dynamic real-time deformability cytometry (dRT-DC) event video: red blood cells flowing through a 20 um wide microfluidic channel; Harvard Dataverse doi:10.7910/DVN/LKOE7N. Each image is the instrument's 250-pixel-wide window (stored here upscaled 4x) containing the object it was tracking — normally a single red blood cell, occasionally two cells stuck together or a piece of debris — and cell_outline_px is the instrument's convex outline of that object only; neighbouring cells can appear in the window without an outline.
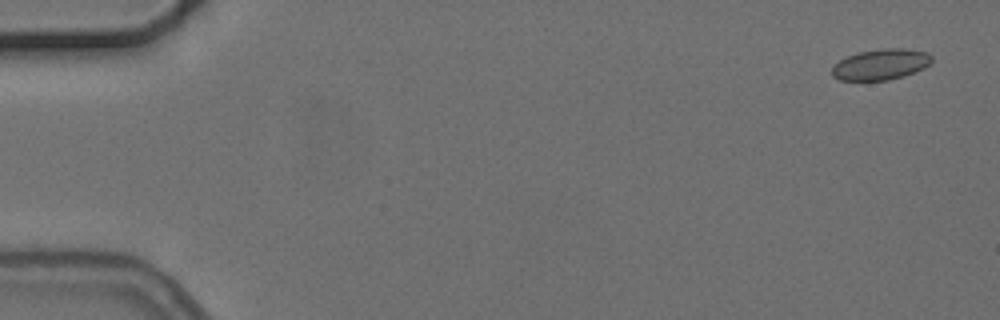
{"species": "common noctule bat (a hibernating species)", "species_latin": "Nyctalus noctula", "temperature_condition": "cold", "stored_images_in_passage": 5, "camera_frame_rate_fps": 3000, "um_per_image_px": 0.085, "animal": {"sex": "female", "body_mass_g": 24.6, "forearm_length_mm": 56.2}, "frame": {"image": 1, "passage_image": 1, "time_ms": 0.0, "image_size_px": [1000, 320], "cell_outline_px": [[932, 60], [924, 68], [904, 76], [888, 80], [840, 80], [832, 76], [832, 68], [840, 60], [848, 56], [860, 52], [884, 48], [904, 48], [928, 52], [932, 56]], "centroid_in_image_um": [74.89, 5.47], "position_along_channel_um": 10.1, "area_um2": 17.8}}
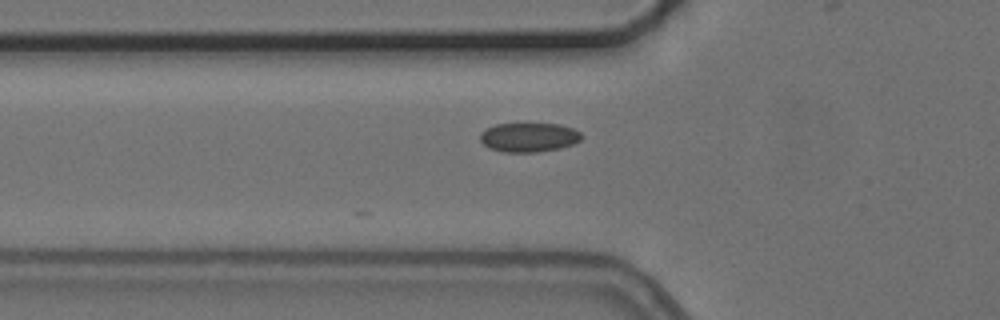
{"frame": {"image": 2, "passage_image": 5, "time_ms": 5.667, "image_size_px": [1000, 320], "cell_outline_px": [[584, 136], [580, 140], [572, 144], [560, 148], [536, 152], [504, 152], [488, 148], [480, 140], [480, 132], [496, 124], [560, 124], [572, 128], [580, 132]], "centroid_in_image_um": [44.95, 11.67], "position_along_channel_um": 80.8, "area_um2": 17.22}}